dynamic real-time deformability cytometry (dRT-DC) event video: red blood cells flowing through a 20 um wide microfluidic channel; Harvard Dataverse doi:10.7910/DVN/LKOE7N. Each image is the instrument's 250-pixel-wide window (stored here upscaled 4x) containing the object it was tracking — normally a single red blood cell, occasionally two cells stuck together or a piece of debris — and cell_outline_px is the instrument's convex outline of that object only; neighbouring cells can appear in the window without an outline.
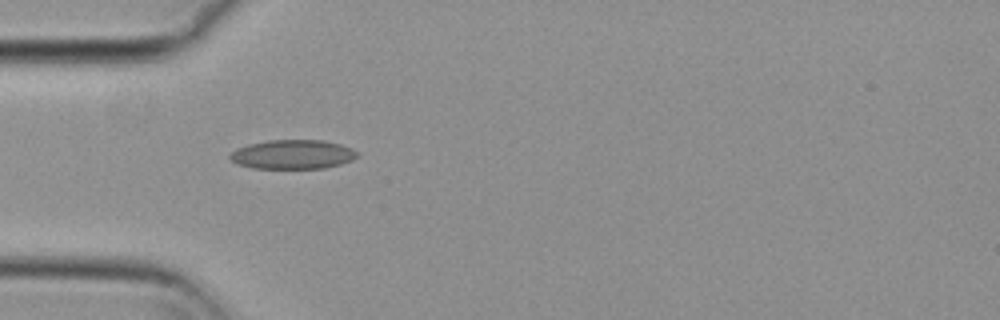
{"species": "common noctule bat (a hibernating species)", "species_latin": "Nyctalus noctula", "temperature_condition": "cold", "stored_images_in_passage": 39, "camera_frame_rate_fps": 3000, "um_per_image_px": 0.085, "animal": {"sex": "female", "body_mass_g": 29.2, "forearm_length_mm": 56.3}, "frame": {"image": 1, "passage_image": 1, "time_ms": 0.0, "image_size_px": [1000, 320], "cell_outline_px": [[360, 152], [352, 160], [340, 164], [324, 168], [252, 168], [236, 164], [228, 156], [236, 148], [248, 144], [268, 140], [324, 140], [340, 144], [352, 148]], "centroid_in_image_um": [24.87, 13.12], "position_along_channel_um": 60.1, "area_um2": 21.73}}
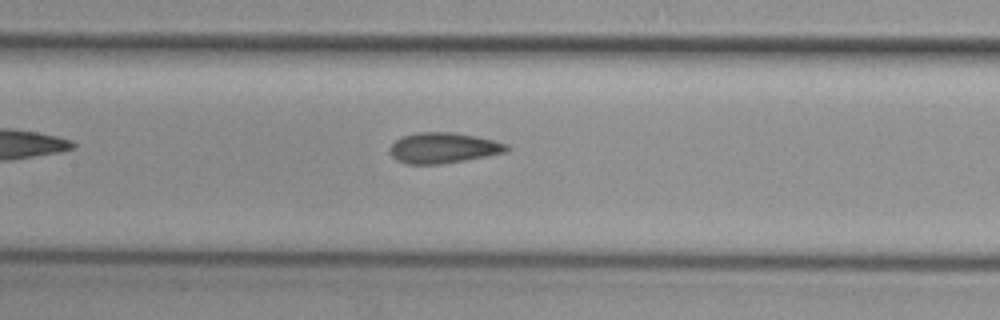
{"frame": {"image": 2, "passage_image": 10, "time_ms": 3.0, "image_size_px": [1000, 320], "cell_outline_px": [[508, 148], [504, 152], [464, 160], [440, 164], [408, 164], [396, 160], [392, 156], [392, 144], [396, 140], [404, 136], [416, 132], [456, 132], [476, 136], [508, 144]], "centroid_in_image_um": [37.67, 12.56], "position_along_channel_um": 169.7, "area_um2": 20.46}}
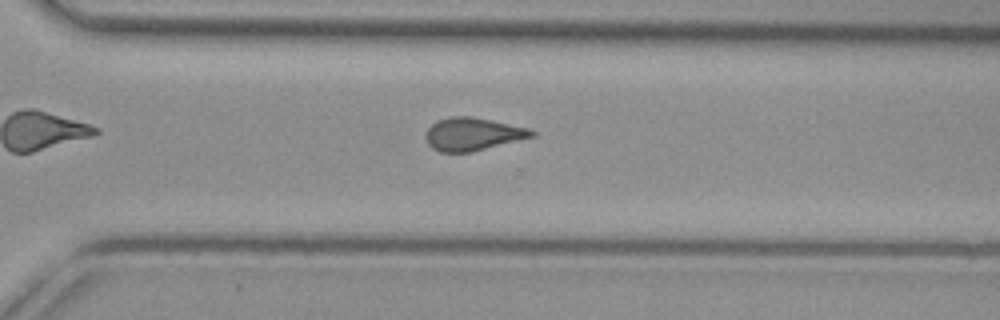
{"frame": {"image": 3, "passage_image": 23, "time_ms": 7.333, "image_size_px": [1000, 320], "cell_outline_px": [[536, 136], [472, 152], [440, 152], [432, 148], [428, 144], [424, 136], [428, 128], [436, 120], [448, 116], [472, 116], [492, 120], [528, 128], [536, 132]], "centroid_in_image_um": [40.16, 11.39], "position_along_channel_um": 330.4, "area_um2": 20.52}, "authors_computed_cell_mechanics": {"area_um2": 20.23, "velocity_mm_per_s": 3.7191, "shape_relaxation_time_tau1_ms": 8.6025, "shape_relaxation_time_tau2_ms": 2.6582, "deformation_change_tau1": 0.1479, "deformation_change_tau2": 0.0728}}